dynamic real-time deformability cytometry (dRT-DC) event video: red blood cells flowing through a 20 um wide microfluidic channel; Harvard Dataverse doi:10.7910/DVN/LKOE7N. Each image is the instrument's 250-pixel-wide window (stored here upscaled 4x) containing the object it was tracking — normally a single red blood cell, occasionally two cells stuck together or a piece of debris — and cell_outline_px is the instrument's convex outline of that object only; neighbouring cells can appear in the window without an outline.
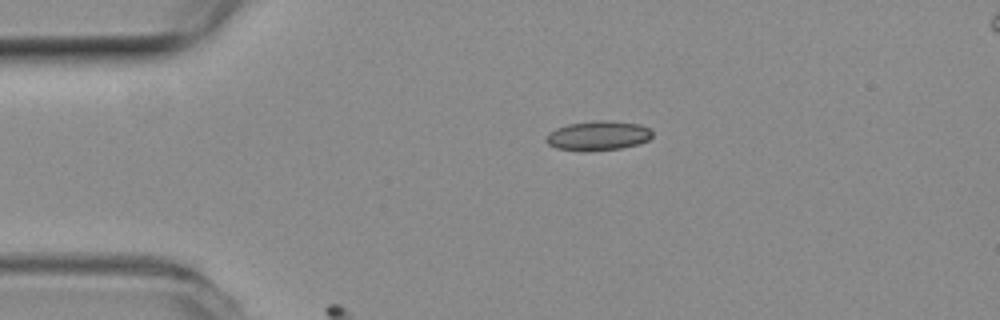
{"species": "common noctule bat (a hibernating species)", "species_latin": "Nyctalus noctula", "temperature_condition": "room temperature", "stored_images_in_passage": 21, "camera_frame_rate_fps": 3000, "um_per_image_px": 0.085, "animal": {"sex": "female", "body_mass_g": 19.3, "forearm_length_mm": 54.1}, "frame": {"image": 1, "passage_image": 1, "time_ms": 0.0, "image_size_px": [1000, 320], "cell_outline_px": [[652, 136], [648, 140], [636, 144], [620, 148], [584, 152], [556, 148], [548, 144], [544, 140], [548, 132], [556, 128], [568, 124], [604, 120], [640, 124], [648, 128], [652, 132]], "centroid_in_image_um": [50.79, 11.54], "position_along_channel_um": 34.2, "area_um2": 18.21}}